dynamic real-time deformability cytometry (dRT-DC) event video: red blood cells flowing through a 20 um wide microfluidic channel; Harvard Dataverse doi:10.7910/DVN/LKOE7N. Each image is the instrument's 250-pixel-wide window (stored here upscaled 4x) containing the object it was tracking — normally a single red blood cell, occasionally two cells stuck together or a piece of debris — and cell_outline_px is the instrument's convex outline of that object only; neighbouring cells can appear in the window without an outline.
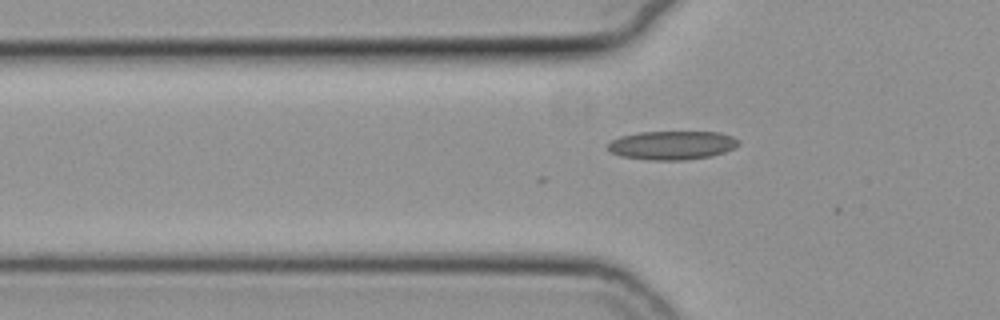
{"species": "common noctule bat (a hibernating species)", "species_latin": "Nyctalus noctula", "temperature_condition": "cold", "stored_images_in_passage": 2, "camera_frame_rate_fps": 3000, "um_per_image_px": 0.085, "animal": {"sex": "female", "body_mass_g": 19.3, "forearm_length_mm": 54.1}, "frame": {"image": 1, "passage_image": 2, "time_ms": 0.333, "image_size_px": [1000, 320], "cell_outline_px": [[740, 144], [736, 148], [712, 156], [688, 160], [648, 160], [620, 156], [612, 152], [608, 148], [608, 144], [612, 140], [620, 136], [640, 132], [720, 132], [732, 136], [740, 140]], "centroid_in_image_um": [57.17, 12.35], "position_along_channel_um": 68.6, "area_um2": 22.08}}